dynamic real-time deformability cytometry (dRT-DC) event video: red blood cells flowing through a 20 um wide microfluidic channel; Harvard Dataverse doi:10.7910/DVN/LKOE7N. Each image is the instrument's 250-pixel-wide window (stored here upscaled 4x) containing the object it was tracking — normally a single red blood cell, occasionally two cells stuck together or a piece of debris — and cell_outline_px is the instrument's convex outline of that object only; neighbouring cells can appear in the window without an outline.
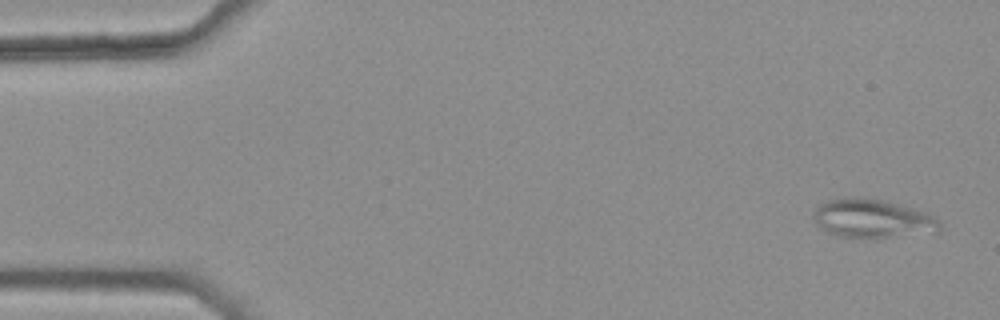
{"species": "common noctule bat (a hibernating species)", "species_latin": "Nyctalus noctula", "temperature_condition": "warm", "stored_images_in_passage": 4, "camera_frame_rate_fps": 3000, "um_per_image_px": 0.085, "animal": {"sex": "female", "body_mass_g": 25.1}, "frame": {"image": 1, "passage_image": 1, "time_ms": 0.0, "image_size_px": [1000, 320], "cell_outline_px": [[940, 228], [936, 232], [888, 236], [836, 236], [828, 232], [816, 224], [812, 216], [816, 208], [820, 204], [828, 200], [848, 196], [852, 196], [884, 200], [928, 212], [936, 216], [940, 224]], "centroid_in_image_um": [74.15, 18.54], "position_along_channel_um": 10.9, "area_um2": 28.09}}